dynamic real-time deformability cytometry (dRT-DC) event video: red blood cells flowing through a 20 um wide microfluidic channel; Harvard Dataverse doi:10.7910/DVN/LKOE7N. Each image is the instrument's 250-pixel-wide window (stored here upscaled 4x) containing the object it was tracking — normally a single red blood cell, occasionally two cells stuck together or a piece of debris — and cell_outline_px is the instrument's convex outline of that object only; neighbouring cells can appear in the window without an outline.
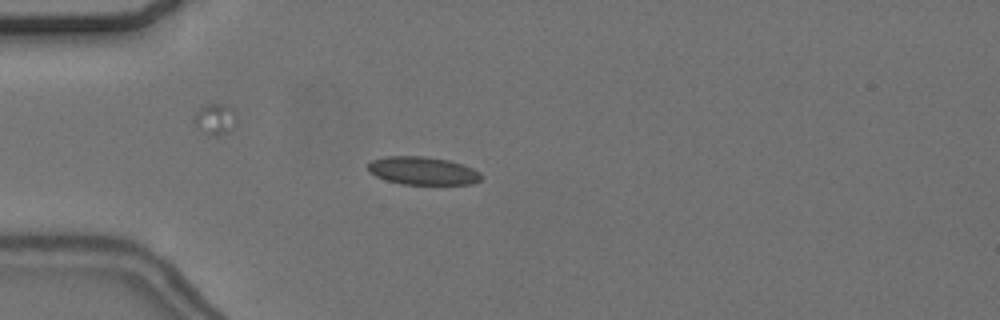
{"species": "common noctule bat (a hibernating species)", "species_latin": "Nyctalus noctula", "temperature_condition": "cold", "stored_images_in_passage": 44, "camera_frame_rate_fps": 3000, "um_per_image_px": 0.085, "animal": {"sex": "female", "body_mass_g": 24.6, "forearm_length_mm": 56.2}, "frame": {"image": 1, "passage_image": 8, "time_ms": 2.333, "image_size_px": [1000, 320], "cell_outline_px": [[484, 176], [480, 180], [472, 184], [400, 184], [376, 176], [368, 172], [368, 164], [372, 160], [384, 156], [424, 156], [448, 160], [464, 164], [480, 172]], "centroid_in_image_um": [35.95, 14.51], "position_along_channel_um": 49.1, "area_um2": 18.61}}
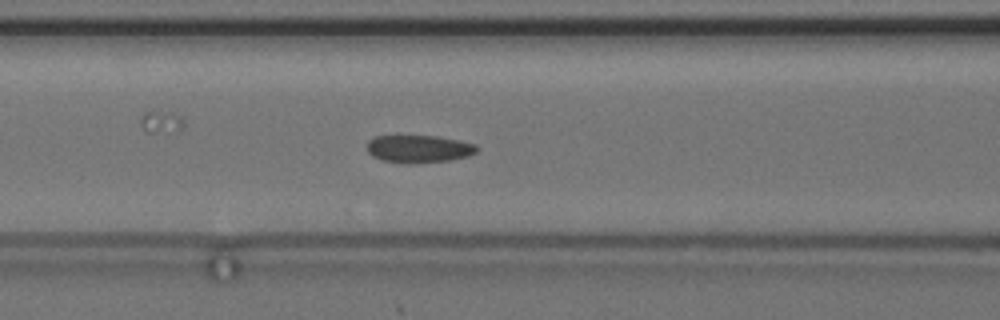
{"frame": {"image": 2, "passage_image": 16, "time_ms": 5.0, "image_size_px": [1000, 320], "cell_outline_px": [[480, 148], [476, 152], [468, 156], [448, 160], [408, 164], [384, 160], [372, 156], [368, 152], [368, 140], [376, 136], [436, 136], [460, 140], [476, 144]], "centroid_in_image_um": [35.63, 12.65], "position_along_channel_um": 131.0, "area_um2": 17.63}}
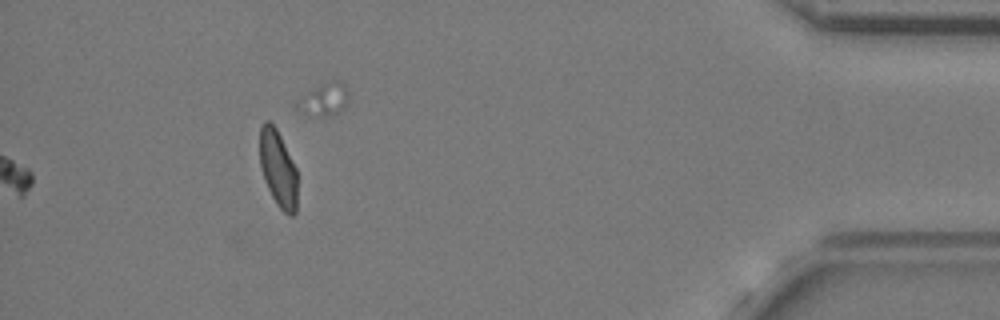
{"frame": {"image": 3, "passage_image": 44, "time_ms": 14.333, "image_size_px": [1000, 320], "cell_outline_px": [[296, 212], [292, 216], [288, 216], [276, 204], [264, 180], [260, 168], [260, 128], [264, 120], [268, 120], [276, 128], [296, 168]], "centroid_in_image_um": [23.62, 14.34], "position_along_channel_um": 411.6, "area_um2": 16.7}, "authors_computed_cell_mechanics": {"area_um2": 18.2648, "velocity_mm_per_s": 3.6211, "shape_relaxation_time_tau1_ms": 10.0987, "shape_relaxation_time_tau2_ms": 5.3837, "deformation_change_tau1": 0.2176, "deformation_change_tau2": 0.147}}